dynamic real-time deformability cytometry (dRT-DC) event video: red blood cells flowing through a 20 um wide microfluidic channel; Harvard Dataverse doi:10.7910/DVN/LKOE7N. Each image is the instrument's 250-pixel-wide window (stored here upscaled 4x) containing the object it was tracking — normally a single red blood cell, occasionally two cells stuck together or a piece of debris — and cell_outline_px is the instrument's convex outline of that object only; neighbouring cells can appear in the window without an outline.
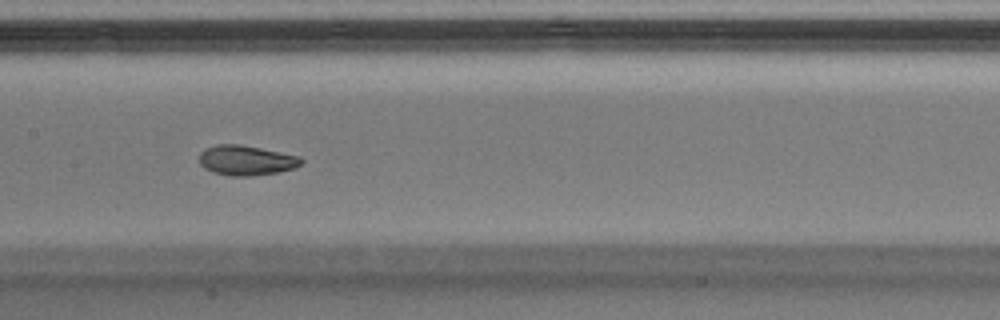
{"species": "Egyptian fruit bat (a non-hibernating species)", "species_latin": "Rousettus aegyptiacus", "temperature_condition": "warm", "stored_images_in_passage": 38, "camera_frame_rate_fps": 3000, "um_per_image_px": 0.085, "animal": {"sex": "male"}, "frame": {"image": 1, "passage_image": 12, "time_ms": 3.667, "image_size_px": [1000, 320], "cell_outline_px": [[304, 160], [296, 168], [276, 172], [252, 176], [232, 176], [212, 172], [204, 168], [200, 164], [200, 152], [204, 148], [216, 144], [240, 144], [300, 156]], "centroid_in_image_um": [20.91, 13.62], "position_along_channel_um": 186.5, "area_um2": 17.86}}
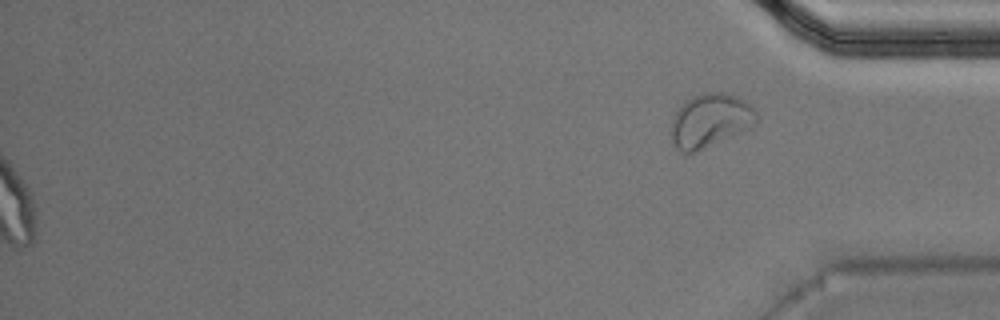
{"frame": {"image": 2, "passage_image": 38, "time_ms": 12.333, "image_size_px": [1000, 320], "cell_outline_px": [[756, 124], [692, 152], [680, 152], [676, 148], [672, 140], [672, 120], [676, 112], [684, 100], [700, 92], [724, 92], [736, 96], [744, 100], [756, 112]], "centroid_in_image_um": [60.32, 10.19], "position_along_channel_um": 374.9, "area_um2": 25.95}, "authors_computed_cell_mechanics": {"area_um2": 18.1781, "velocity_mm_per_s": 4.0799, "shape_relaxation_time_tau1_ms": 2.353, "shape_relaxation_time_tau2_ms": 1.1541, "deformation_change_tau1": 0.1319, "deformation_change_tau2": 0.0591}}